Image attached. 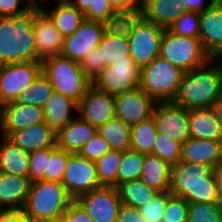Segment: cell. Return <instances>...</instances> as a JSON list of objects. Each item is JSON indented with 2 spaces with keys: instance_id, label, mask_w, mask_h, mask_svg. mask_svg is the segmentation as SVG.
Returning a JSON list of instances; mask_svg holds the SVG:
<instances>
[{
  "instance_id": "cell-1",
  "label": "cell",
  "mask_w": 222,
  "mask_h": 222,
  "mask_svg": "<svg viewBox=\"0 0 222 222\" xmlns=\"http://www.w3.org/2000/svg\"><path fill=\"white\" fill-rule=\"evenodd\" d=\"M40 3H34L23 13L0 17V65L39 61L33 22Z\"/></svg>"
},
{
  "instance_id": "cell-2",
  "label": "cell",
  "mask_w": 222,
  "mask_h": 222,
  "mask_svg": "<svg viewBox=\"0 0 222 222\" xmlns=\"http://www.w3.org/2000/svg\"><path fill=\"white\" fill-rule=\"evenodd\" d=\"M210 58L205 64L184 73L173 103L188 110L211 108L222 93V62Z\"/></svg>"
},
{
  "instance_id": "cell-3",
  "label": "cell",
  "mask_w": 222,
  "mask_h": 222,
  "mask_svg": "<svg viewBox=\"0 0 222 222\" xmlns=\"http://www.w3.org/2000/svg\"><path fill=\"white\" fill-rule=\"evenodd\" d=\"M212 170L209 165L194 162L172 165L169 192L188 203L219 202Z\"/></svg>"
},
{
  "instance_id": "cell-4",
  "label": "cell",
  "mask_w": 222,
  "mask_h": 222,
  "mask_svg": "<svg viewBox=\"0 0 222 222\" xmlns=\"http://www.w3.org/2000/svg\"><path fill=\"white\" fill-rule=\"evenodd\" d=\"M74 198L60 182L37 181L31 183L22 213L32 222H45L62 216Z\"/></svg>"
},
{
  "instance_id": "cell-5",
  "label": "cell",
  "mask_w": 222,
  "mask_h": 222,
  "mask_svg": "<svg viewBox=\"0 0 222 222\" xmlns=\"http://www.w3.org/2000/svg\"><path fill=\"white\" fill-rule=\"evenodd\" d=\"M119 24L125 29L130 45V56L144 67L159 56L165 29L147 21L139 13L122 17Z\"/></svg>"
},
{
  "instance_id": "cell-6",
  "label": "cell",
  "mask_w": 222,
  "mask_h": 222,
  "mask_svg": "<svg viewBox=\"0 0 222 222\" xmlns=\"http://www.w3.org/2000/svg\"><path fill=\"white\" fill-rule=\"evenodd\" d=\"M42 73L48 78L54 90L79 102L92 82L84 75L80 62L61 55L41 61Z\"/></svg>"
},
{
  "instance_id": "cell-7",
  "label": "cell",
  "mask_w": 222,
  "mask_h": 222,
  "mask_svg": "<svg viewBox=\"0 0 222 222\" xmlns=\"http://www.w3.org/2000/svg\"><path fill=\"white\" fill-rule=\"evenodd\" d=\"M184 71L161 56L142 67L139 87L156 103L172 102L184 76Z\"/></svg>"
},
{
  "instance_id": "cell-8",
  "label": "cell",
  "mask_w": 222,
  "mask_h": 222,
  "mask_svg": "<svg viewBox=\"0 0 222 222\" xmlns=\"http://www.w3.org/2000/svg\"><path fill=\"white\" fill-rule=\"evenodd\" d=\"M159 56L184 72L205 64L211 58L199 38L180 36L169 29H165L162 36Z\"/></svg>"
},
{
  "instance_id": "cell-9",
  "label": "cell",
  "mask_w": 222,
  "mask_h": 222,
  "mask_svg": "<svg viewBox=\"0 0 222 222\" xmlns=\"http://www.w3.org/2000/svg\"><path fill=\"white\" fill-rule=\"evenodd\" d=\"M142 82V67L131 56L128 61L116 62L107 66L92 85L99 91L117 95L133 90Z\"/></svg>"
},
{
  "instance_id": "cell-10",
  "label": "cell",
  "mask_w": 222,
  "mask_h": 222,
  "mask_svg": "<svg viewBox=\"0 0 222 222\" xmlns=\"http://www.w3.org/2000/svg\"><path fill=\"white\" fill-rule=\"evenodd\" d=\"M42 72L41 61L0 65V107L14 102Z\"/></svg>"
},
{
  "instance_id": "cell-11",
  "label": "cell",
  "mask_w": 222,
  "mask_h": 222,
  "mask_svg": "<svg viewBox=\"0 0 222 222\" xmlns=\"http://www.w3.org/2000/svg\"><path fill=\"white\" fill-rule=\"evenodd\" d=\"M74 200L87 192L101 187L96 165L78 153H70L61 182Z\"/></svg>"
},
{
  "instance_id": "cell-12",
  "label": "cell",
  "mask_w": 222,
  "mask_h": 222,
  "mask_svg": "<svg viewBox=\"0 0 222 222\" xmlns=\"http://www.w3.org/2000/svg\"><path fill=\"white\" fill-rule=\"evenodd\" d=\"M75 201L93 222H116L122 202L116 187L101 186L78 196Z\"/></svg>"
},
{
  "instance_id": "cell-13",
  "label": "cell",
  "mask_w": 222,
  "mask_h": 222,
  "mask_svg": "<svg viewBox=\"0 0 222 222\" xmlns=\"http://www.w3.org/2000/svg\"><path fill=\"white\" fill-rule=\"evenodd\" d=\"M108 27L105 23L85 19L71 35L64 38L61 56L77 62L82 61L89 52L98 47Z\"/></svg>"
},
{
  "instance_id": "cell-14",
  "label": "cell",
  "mask_w": 222,
  "mask_h": 222,
  "mask_svg": "<svg viewBox=\"0 0 222 222\" xmlns=\"http://www.w3.org/2000/svg\"><path fill=\"white\" fill-rule=\"evenodd\" d=\"M152 116L158 132L181 144L190 138L188 109L173 102H158Z\"/></svg>"
},
{
  "instance_id": "cell-15",
  "label": "cell",
  "mask_w": 222,
  "mask_h": 222,
  "mask_svg": "<svg viewBox=\"0 0 222 222\" xmlns=\"http://www.w3.org/2000/svg\"><path fill=\"white\" fill-rule=\"evenodd\" d=\"M115 117L132 127L152 116L156 102L140 87L114 95Z\"/></svg>"
},
{
  "instance_id": "cell-16",
  "label": "cell",
  "mask_w": 222,
  "mask_h": 222,
  "mask_svg": "<svg viewBox=\"0 0 222 222\" xmlns=\"http://www.w3.org/2000/svg\"><path fill=\"white\" fill-rule=\"evenodd\" d=\"M77 116L95 127L115 117L114 95L97 90L93 85L78 102Z\"/></svg>"
},
{
  "instance_id": "cell-17",
  "label": "cell",
  "mask_w": 222,
  "mask_h": 222,
  "mask_svg": "<svg viewBox=\"0 0 222 222\" xmlns=\"http://www.w3.org/2000/svg\"><path fill=\"white\" fill-rule=\"evenodd\" d=\"M0 133L8 137L12 132L45 122L43 108L10 102L0 107Z\"/></svg>"
},
{
  "instance_id": "cell-18",
  "label": "cell",
  "mask_w": 222,
  "mask_h": 222,
  "mask_svg": "<svg viewBox=\"0 0 222 222\" xmlns=\"http://www.w3.org/2000/svg\"><path fill=\"white\" fill-rule=\"evenodd\" d=\"M32 28L35 35L39 61L48 57L61 55L64 37L55 27L50 17L41 8L35 12Z\"/></svg>"
},
{
  "instance_id": "cell-19",
  "label": "cell",
  "mask_w": 222,
  "mask_h": 222,
  "mask_svg": "<svg viewBox=\"0 0 222 222\" xmlns=\"http://www.w3.org/2000/svg\"><path fill=\"white\" fill-rule=\"evenodd\" d=\"M199 39L211 58L222 59V5L215 2L210 8L199 13Z\"/></svg>"
},
{
  "instance_id": "cell-20",
  "label": "cell",
  "mask_w": 222,
  "mask_h": 222,
  "mask_svg": "<svg viewBox=\"0 0 222 222\" xmlns=\"http://www.w3.org/2000/svg\"><path fill=\"white\" fill-rule=\"evenodd\" d=\"M31 181L28 176L8 174L0 171V209L22 211Z\"/></svg>"
},
{
  "instance_id": "cell-21",
  "label": "cell",
  "mask_w": 222,
  "mask_h": 222,
  "mask_svg": "<svg viewBox=\"0 0 222 222\" xmlns=\"http://www.w3.org/2000/svg\"><path fill=\"white\" fill-rule=\"evenodd\" d=\"M180 162H194L212 168L222 162V141L189 138L181 144Z\"/></svg>"
},
{
  "instance_id": "cell-22",
  "label": "cell",
  "mask_w": 222,
  "mask_h": 222,
  "mask_svg": "<svg viewBox=\"0 0 222 222\" xmlns=\"http://www.w3.org/2000/svg\"><path fill=\"white\" fill-rule=\"evenodd\" d=\"M100 49L101 63L106 67L120 61H128L130 56V45L125 29L120 25L109 26L101 42Z\"/></svg>"
},
{
  "instance_id": "cell-23",
  "label": "cell",
  "mask_w": 222,
  "mask_h": 222,
  "mask_svg": "<svg viewBox=\"0 0 222 222\" xmlns=\"http://www.w3.org/2000/svg\"><path fill=\"white\" fill-rule=\"evenodd\" d=\"M184 0H141L139 14L157 26L168 29L186 10Z\"/></svg>"
},
{
  "instance_id": "cell-24",
  "label": "cell",
  "mask_w": 222,
  "mask_h": 222,
  "mask_svg": "<svg viewBox=\"0 0 222 222\" xmlns=\"http://www.w3.org/2000/svg\"><path fill=\"white\" fill-rule=\"evenodd\" d=\"M7 138L28 153L56 147V132L46 122L12 132Z\"/></svg>"
},
{
  "instance_id": "cell-25",
  "label": "cell",
  "mask_w": 222,
  "mask_h": 222,
  "mask_svg": "<svg viewBox=\"0 0 222 222\" xmlns=\"http://www.w3.org/2000/svg\"><path fill=\"white\" fill-rule=\"evenodd\" d=\"M97 134V127L78 116L56 132V147L78 153L82 146Z\"/></svg>"
},
{
  "instance_id": "cell-26",
  "label": "cell",
  "mask_w": 222,
  "mask_h": 222,
  "mask_svg": "<svg viewBox=\"0 0 222 222\" xmlns=\"http://www.w3.org/2000/svg\"><path fill=\"white\" fill-rule=\"evenodd\" d=\"M78 110V102L72 98L64 96L61 93L54 91L50 99L43 107L45 122L57 132L60 128L71 122L76 116Z\"/></svg>"
},
{
  "instance_id": "cell-27",
  "label": "cell",
  "mask_w": 222,
  "mask_h": 222,
  "mask_svg": "<svg viewBox=\"0 0 222 222\" xmlns=\"http://www.w3.org/2000/svg\"><path fill=\"white\" fill-rule=\"evenodd\" d=\"M190 137L222 141V128L211 108L188 110Z\"/></svg>"
},
{
  "instance_id": "cell-28",
  "label": "cell",
  "mask_w": 222,
  "mask_h": 222,
  "mask_svg": "<svg viewBox=\"0 0 222 222\" xmlns=\"http://www.w3.org/2000/svg\"><path fill=\"white\" fill-rule=\"evenodd\" d=\"M171 166L158 156L144 154L140 179L157 192L169 191Z\"/></svg>"
},
{
  "instance_id": "cell-29",
  "label": "cell",
  "mask_w": 222,
  "mask_h": 222,
  "mask_svg": "<svg viewBox=\"0 0 222 222\" xmlns=\"http://www.w3.org/2000/svg\"><path fill=\"white\" fill-rule=\"evenodd\" d=\"M57 2L49 11L40 5V8L50 17L55 27L65 38L71 35L85 20L84 14L74 7L69 0H53Z\"/></svg>"
},
{
  "instance_id": "cell-30",
  "label": "cell",
  "mask_w": 222,
  "mask_h": 222,
  "mask_svg": "<svg viewBox=\"0 0 222 222\" xmlns=\"http://www.w3.org/2000/svg\"><path fill=\"white\" fill-rule=\"evenodd\" d=\"M0 171L8 174L28 176L30 153L0 136Z\"/></svg>"
},
{
  "instance_id": "cell-31",
  "label": "cell",
  "mask_w": 222,
  "mask_h": 222,
  "mask_svg": "<svg viewBox=\"0 0 222 222\" xmlns=\"http://www.w3.org/2000/svg\"><path fill=\"white\" fill-rule=\"evenodd\" d=\"M69 2L83 13L84 18L89 21L114 26L119 24L122 19L108 0H69Z\"/></svg>"
},
{
  "instance_id": "cell-32",
  "label": "cell",
  "mask_w": 222,
  "mask_h": 222,
  "mask_svg": "<svg viewBox=\"0 0 222 222\" xmlns=\"http://www.w3.org/2000/svg\"><path fill=\"white\" fill-rule=\"evenodd\" d=\"M97 133L108 142L110 150L124 152L131 150V127L114 117L100 127Z\"/></svg>"
},
{
  "instance_id": "cell-33",
  "label": "cell",
  "mask_w": 222,
  "mask_h": 222,
  "mask_svg": "<svg viewBox=\"0 0 222 222\" xmlns=\"http://www.w3.org/2000/svg\"><path fill=\"white\" fill-rule=\"evenodd\" d=\"M116 188L122 204L137 209L147 204L158 193L141 179L124 182Z\"/></svg>"
},
{
  "instance_id": "cell-34",
  "label": "cell",
  "mask_w": 222,
  "mask_h": 222,
  "mask_svg": "<svg viewBox=\"0 0 222 222\" xmlns=\"http://www.w3.org/2000/svg\"><path fill=\"white\" fill-rule=\"evenodd\" d=\"M54 91L48 78L41 72L31 85L18 95L14 102L43 108Z\"/></svg>"
},
{
  "instance_id": "cell-35",
  "label": "cell",
  "mask_w": 222,
  "mask_h": 222,
  "mask_svg": "<svg viewBox=\"0 0 222 222\" xmlns=\"http://www.w3.org/2000/svg\"><path fill=\"white\" fill-rule=\"evenodd\" d=\"M157 128L153 116L131 127V150L151 154Z\"/></svg>"
},
{
  "instance_id": "cell-36",
  "label": "cell",
  "mask_w": 222,
  "mask_h": 222,
  "mask_svg": "<svg viewBox=\"0 0 222 222\" xmlns=\"http://www.w3.org/2000/svg\"><path fill=\"white\" fill-rule=\"evenodd\" d=\"M123 152L109 150L95 161L98 179L101 186L117 187V173Z\"/></svg>"
},
{
  "instance_id": "cell-37",
  "label": "cell",
  "mask_w": 222,
  "mask_h": 222,
  "mask_svg": "<svg viewBox=\"0 0 222 222\" xmlns=\"http://www.w3.org/2000/svg\"><path fill=\"white\" fill-rule=\"evenodd\" d=\"M143 161V153L133 150L124 151L117 173V186L127 181L140 179Z\"/></svg>"
},
{
  "instance_id": "cell-38",
  "label": "cell",
  "mask_w": 222,
  "mask_h": 222,
  "mask_svg": "<svg viewBox=\"0 0 222 222\" xmlns=\"http://www.w3.org/2000/svg\"><path fill=\"white\" fill-rule=\"evenodd\" d=\"M151 154L167 161L170 165L178 164L181 158V143L157 132Z\"/></svg>"
},
{
  "instance_id": "cell-39",
  "label": "cell",
  "mask_w": 222,
  "mask_h": 222,
  "mask_svg": "<svg viewBox=\"0 0 222 222\" xmlns=\"http://www.w3.org/2000/svg\"><path fill=\"white\" fill-rule=\"evenodd\" d=\"M187 222H222V204L189 203Z\"/></svg>"
},
{
  "instance_id": "cell-40",
  "label": "cell",
  "mask_w": 222,
  "mask_h": 222,
  "mask_svg": "<svg viewBox=\"0 0 222 222\" xmlns=\"http://www.w3.org/2000/svg\"><path fill=\"white\" fill-rule=\"evenodd\" d=\"M50 166V148L35 150L29 156L28 177L31 181H46Z\"/></svg>"
},
{
  "instance_id": "cell-41",
  "label": "cell",
  "mask_w": 222,
  "mask_h": 222,
  "mask_svg": "<svg viewBox=\"0 0 222 222\" xmlns=\"http://www.w3.org/2000/svg\"><path fill=\"white\" fill-rule=\"evenodd\" d=\"M168 29L172 33L180 36L199 38V13L185 11L174 21V23Z\"/></svg>"
},
{
  "instance_id": "cell-42",
  "label": "cell",
  "mask_w": 222,
  "mask_h": 222,
  "mask_svg": "<svg viewBox=\"0 0 222 222\" xmlns=\"http://www.w3.org/2000/svg\"><path fill=\"white\" fill-rule=\"evenodd\" d=\"M171 195L169 191L158 192L147 204L139 208L140 213L150 222H161Z\"/></svg>"
},
{
  "instance_id": "cell-43",
  "label": "cell",
  "mask_w": 222,
  "mask_h": 222,
  "mask_svg": "<svg viewBox=\"0 0 222 222\" xmlns=\"http://www.w3.org/2000/svg\"><path fill=\"white\" fill-rule=\"evenodd\" d=\"M189 203L177 196L168 198L161 222H187Z\"/></svg>"
},
{
  "instance_id": "cell-44",
  "label": "cell",
  "mask_w": 222,
  "mask_h": 222,
  "mask_svg": "<svg viewBox=\"0 0 222 222\" xmlns=\"http://www.w3.org/2000/svg\"><path fill=\"white\" fill-rule=\"evenodd\" d=\"M69 158V152L58 147H50V166L46 181L62 182L64 170Z\"/></svg>"
},
{
  "instance_id": "cell-45",
  "label": "cell",
  "mask_w": 222,
  "mask_h": 222,
  "mask_svg": "<svg viewBox=\"0 0 222 222\" xmlns=\"http://www.w3.org/2000/svg\"><path fill=\"white\" fill-rule=\"evenodd\" d=\"M110 150L108 142L103 139L98 133L85 143L79 150L78 154L90 161L100 159Z\"/></svg>"
},
{
  "instance_id": "cell-46",
  "label": "cell",
  "mask_w": 222,
  "mask_h": 222,
  "mask_svg": "<svg viewBox=\"0 0 222 222\" xmlns=\"http://www.w3.org/2000/svg\"><path fill=\"white\" fill-rule=\"evenodd\" d=\"M80 67L84 75L93 83L106 68L105 63H101L100 49L97 47L89 52L85 58L80 61Z\"/></svg>"
},
{
  "instance_id": "cell-47",
  "label": "cell",
  "mask_w": 222,
  "mask_h": 222,
  "mask_svg": "<svg viewBox=\"0 0 222 222\" xmlns=\"http://www.w3.org/2000/svg\"><path fill=\"white\" fill-rule=\"evenodd\" d=\"M33 4L32 0H0V17H13L23 13Z\"/></svg>"
},
{
  "instance_id": "cell-48",
  "label": "cell",
  "mask_w": 222,
  "mask_h": 222,
  "mask_svg": "<svg viewBox=\"0 0 222 222\" xmlns=\"http://www.w3.org/2000/svg\"><path fill=\"white\" fill-rule=\"evenodd\" d=\"M113 9L121 16H130L138 14L141 1L140 0H108Z\"/></svg>"
},
{
  "instance_id": "cell-49",
  "label": "cell",
  "mask_w": 222,
  "mask_h": 222,
  "mask_svg": "<svg viewBox=\"0 0 222 222\" xmlns=\"http://www.w3.org/2000/svg\"><path fill=\"white\" fill-rule=\"evenodd\" d=\"M66 222H93L85 210L74 200L63 214Z\"/></svg>"
},
{
  "instance_id": "cell-50",
  "label": "cell",
  "mask_w": 222,
  "mask_h": 222,
  "mask_svg": "<svg viewBox=\"0 0 222 222\" xmlns=\"http://www.w3.org/2000/svg\"><path fill=\"white\" fill-rule=\"evenodd\" d=\"M116 222H150L135 207L121 205Z\"/></svg>"
},
{
  "instance_id": "cell-51",
  "label": "cell",
  "mask_w": 222,
  "mask_h": 222,
  "mask_svg": "<svg viewBox=\"0 0 222 222\" xmlns=\"http://www.w3.org/2000/svg\"><path fill=\"white\" fill-rule=\"evenodd\" d=\"M206 1L208 0H184L183 7L186 11L201 13L215 3L213 0Z\"/></svg>"
},
{
  "instance_id": "cell-52",
  "label": "cell",
  "mask_w": 222,
  "mask_h": 222,
  "mask_svg": "<svg viewBox=\"0 0 222 222\" xmlns=\"http://www.w3.org/2000/svg\"><path fill=\"white\" fill-rule=\"evenodd\" d=\"M0 222H32L21 211H4L0 215Z\"/></svg>"
},
{
  "instance_id": "cell-53",
  "label": "cell",
  "mask_w": 222,
  "mask_h": 222,
  "mask_svg": "<svg viewBox=\"0 0 222 222\" xmlns=\"http://www.w3.org/2000/svg\"><path fill=\"white\" fill-rule=\"evenodd\" d=\"M212 173L216 182L218 200L222 204V162L213 168Z\"/></svg>"
},
{
  "instance_id": "cell-54",
  "label": "cell",
  "mask_w": 222,
  "mask_h": 222,
  "mask_svg": "<svg viewBox=\"0 0 222 222\" xmlns=\"http://www.w3.org/2000/svg\"><path fill=\"white\" fill-rule=\"evenodd\" d=\"M212 111L214 112L216 118L218 119L221 128H222V93L220 96L214 101L211 106Z\"/></svg>"
},
{
  "instance_id": "cell-55",
  "label": "cell",
  "mask_w": 222,
  "mask_h": 222,
  "mask_svg": "<svg viewBox=\"0 0 222 222\" xmlns=\"http://www.w3.org/2000/svg\"><path fill=\"white\" fill-rule=\"evenodd\" d=\"M45 222H66V218L64 215L59 217H54L53 219L47 220Z\"/></svg>"
},
{
  "instance_id": "cell-56",
  "label": "cell",
  "mask_w": 222,
  "mask_h": 222,
  "mask_svg": "<svg viewBox=\"0 0 222 222\" xmlns=\"http://www.w3.org/2000/svg\"><path fill=\"white\" fill-rule=\"evenodd\" d=\"M34 3H39L41 1V3L43 2L42 5L46 4L48 2V0H32Z\"/></svg>"
}]
</instances>
